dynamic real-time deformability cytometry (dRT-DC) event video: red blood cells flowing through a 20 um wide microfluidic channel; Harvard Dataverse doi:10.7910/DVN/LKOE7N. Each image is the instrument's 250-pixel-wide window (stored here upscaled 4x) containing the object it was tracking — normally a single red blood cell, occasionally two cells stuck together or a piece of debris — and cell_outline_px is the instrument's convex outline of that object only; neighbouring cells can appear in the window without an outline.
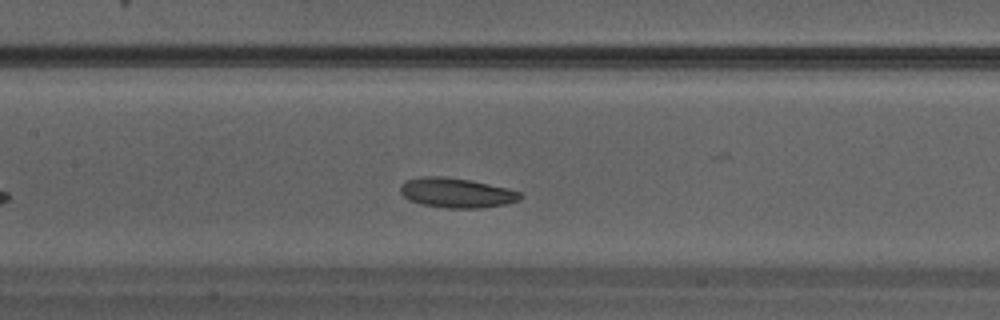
{"species": "Egyptian fruit bat (a non-hibernating species)", "species_latin": "Rousettus aegyptiacus", "temperature_condition": "warm", "stored_images_in_passage": 22, "camera_frame_rate_fps": 3000, "um_per_image_px": 0.085, "animal": {"sex": "male"}, "frame": {"image": 1, "passage_image": 10, "time_ms": 3.0, "image_size_px": [1000, 320], "cell_outline_px": [[524, 196], [520, 200], [508, 204], [484, 208], [444, 208], [420, 204], [408, 200], [400, 192], [400, 184], [408, 180], [424, 176], [444, 176], [472, 180], [508, 188], [520, 192]], "centroid_in_image_um": [38.83, 16.4], "position_along_channel_um": 168.6, "area_um2": 21.15}}
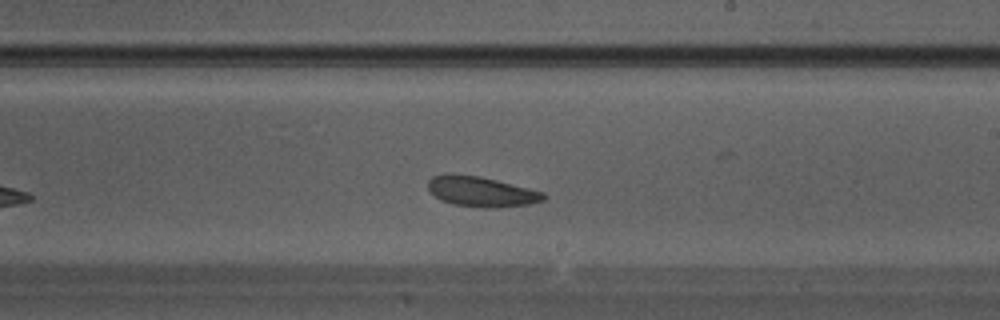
{"frame": {"image": 2, "passage_image": 14, "time_ms": 4.333, "image_size_px": [1000, 320], "cell_outline_px": [[548, 196], [544, 200], [528, 204], [496, 208], [484, 208], [452, 204], [440, 200], [428, 188], [428, 180], [432, 176], [452, 172], [480, 176], [544, 192]], "centroid_in_image_um": [40.89, 16.27], "position_along_channel_um": 248.1, "area_um2": 20.52}}
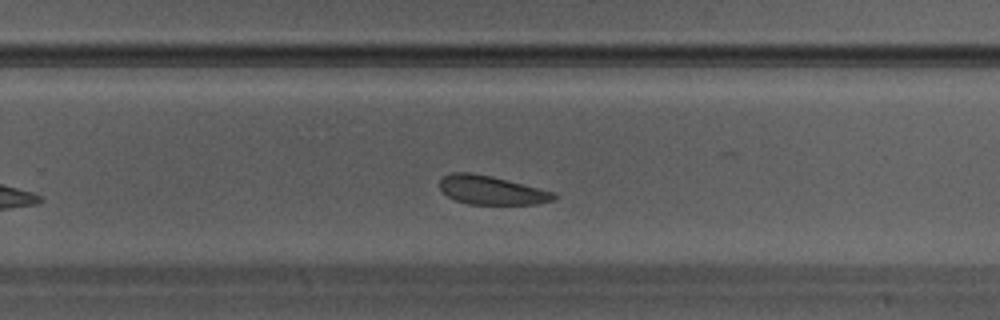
{"frame": {"image": 3, "passage_image": 16, "time_ms": 5.0, "image_size_px": [1000, 320], "cell_outline_px": [[556, 200], [536, 204], [468, 204], [456, 200], [448, 196], [440, 188], [440, 180], [444, 176], [452, 172], [472, 172], [492, 176], [540, 188], [552, 192], [556, 196]], "centroid_in_image_um": [41.77, 16.16], "position_along_channel_um": 288.0, "area_um2": 19.07}}